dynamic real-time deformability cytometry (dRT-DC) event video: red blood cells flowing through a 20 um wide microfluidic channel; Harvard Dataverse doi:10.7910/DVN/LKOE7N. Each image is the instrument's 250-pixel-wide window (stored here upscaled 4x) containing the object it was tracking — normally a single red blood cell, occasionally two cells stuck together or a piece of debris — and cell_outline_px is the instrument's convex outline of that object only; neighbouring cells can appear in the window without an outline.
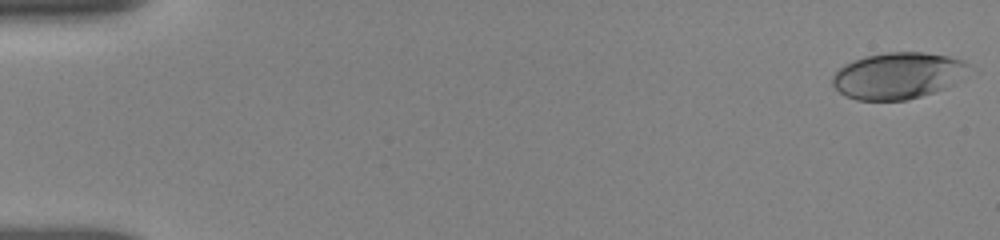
{"species": "human", "species_latin": "Homo sapiens", "temperature_condition": "room temperature", "stored_images_in_passage": 11, "camera_frame_rate_fps": 3000, "um_per_image_px": 0.085, "donor": {"sex": "female"}, "frame": {"image": 1, "passage_image": 1, "time_ms": 0.0, "image_size_px": [1000, 240], "cell_outline_px": [[980, 72], [948, 88], [908, 100], [856, 100], [844, 96], [832, 84], [832, 76], [844, 64], [864, 56], [888, 52], [924, 52], [948, 56], [964, 60]], "centroid_in_image_um": [76.49, 6.43], "position_along_channel_um": 8.5, "area_um2": 38.21}}
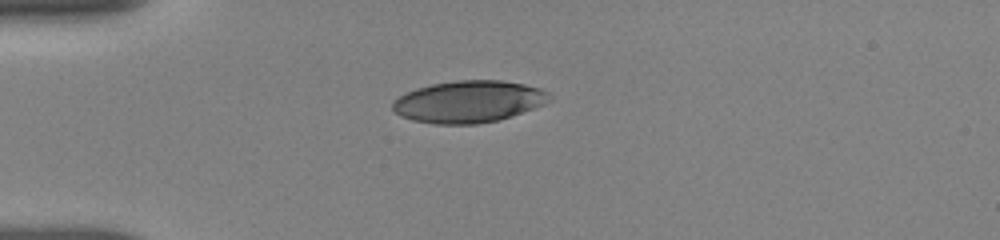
{"frame": {"image": 2, "passage_image": 8, "time_ms": 4.333, "image_size_px": [1000, 240], "cell_outline_px": [[552, 96], [544, 104], [512, 116], [496, 120], [476, 124], [436, 124], [412, 120], [400, 116], [392, 108], [392, 100], [416, 88], [432, 84], [456, 80], [500, 80], [524, 84], [540, 88], [548, 92]], "centroid_in_image_um": [39.82, 8.63], "position_along_channel_um": 45.2, "area_um2": 38.21}}
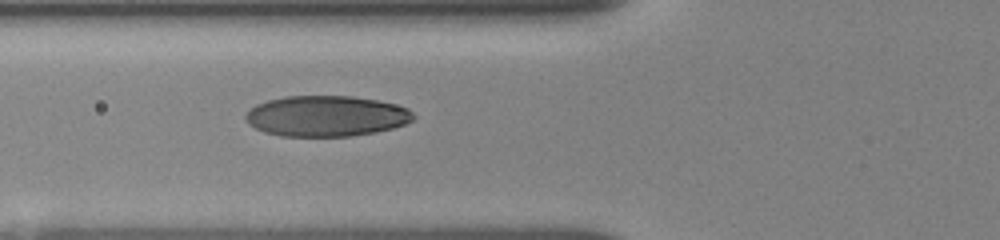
{"frame": {"image": 3, "passage_image": 11, "time_ms": 6.333, "image_size_px": [1000, 240], "cell_outline_px": [[416, 116], [412, 120], [404, 124], [392, 128], [376, 132], [348, 136], [280, 136], [264, 132], [248, 124], [244, 120], [244, 116], [256, 104], [268, 100], [284, 96], [352, 96], [376, 100], [408, 108]], "centroid_in_image_um": [27.7, 9.86], "position_along_channel_um": 98.1, "area_um2": 39.77}}